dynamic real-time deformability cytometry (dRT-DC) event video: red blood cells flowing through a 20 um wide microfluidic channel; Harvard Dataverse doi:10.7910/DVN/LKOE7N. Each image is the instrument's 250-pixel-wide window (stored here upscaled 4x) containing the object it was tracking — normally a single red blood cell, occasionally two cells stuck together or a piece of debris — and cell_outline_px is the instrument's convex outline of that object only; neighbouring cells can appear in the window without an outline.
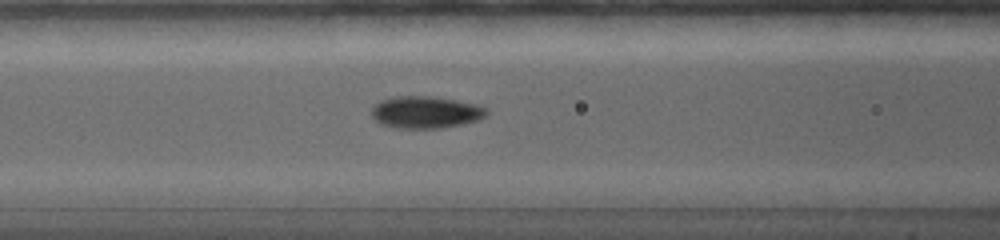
{"species": "common noctule bat (a hibernating species)", "species_latin": "Nyctalus noctula", "temperature_condition": "warm", "stored_images_in_passage": 57, "camera_frame_rate_fps": 5000, "um_per_image_px": 0.085, "animal": {"sex": "female", "body_mass_g": 19.0, "forearm_length_mm": 56.7}, "frame": {"image": 1, "passage_image": 34, "time_ms": 5.2, "image_size_px": [1000, 240], "cell_outline_px": [[488, 112], [480, 120], [440, 128], [396, 128], [380, 124], [372, 116], [372, 108], [380, 100], [392, 96], [432, 96], [456, 100], [476, 104], [488, 108]], "centroid_in_image_um": [36.17, 9.53], "position_along_channel_um": 130.4, "area_um2": 21.56}}
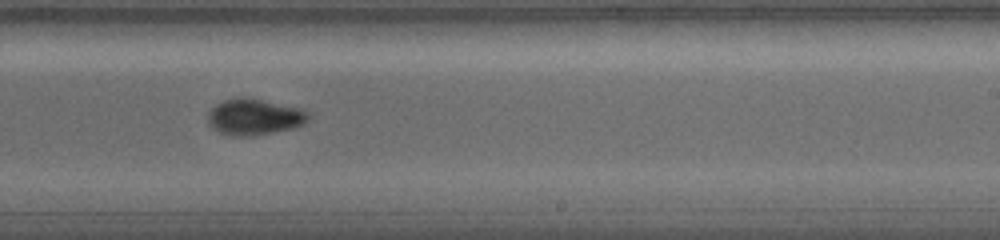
{"frame": {"image": 2, "passage_image": 40, "time_ms": 8.8, "image_size_px": [1000, 240], "cell_outline_px": [[308, 116], [300, 124], [292, 128], [276, 132], [256, 136], [228, 136], [212, 128], [208, 124], [208, 116], [212, 108], [228, 100], [256, 100], [292, 108], [304, 112]], "centroid_in_image_um": [21.51, 10.03], "position_along_channel_um": 267.5, "area_um2": 19.65}}
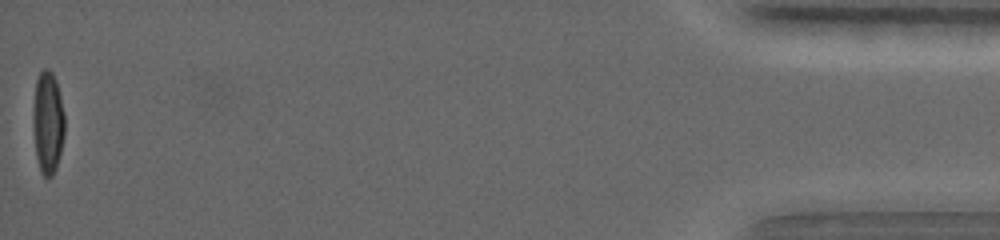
{"frame": {"image": 3, "passage_image": 57, "time_ms": 16.8, "image_size_px": [1000, 240], "cell_outline_px": [[64, 136], [56, 168], [52, 176], [44, 176], [40, 172], [36, 156], [32, 116], [36, 80], [40, 72], [44, 68], [48, 68], [52, 72], [56, 80], [64, 112]], "centroid_in_image_um": [4.06, 10.39], "position_along_channel_um": 431.1, "area_um2": 18.84}, "authors_computed_cell_mechanics": {"area_um2": 18.7272, "velocity_mm_per_s": 3.8131, "shape_relaxation_time_tau1_ms": 4.407, "shape_relaxation_time_tau2_ms": 1.1575, "deformation_change_tau1": 0.1922, "deformation_change_tau2": 0.0373}}